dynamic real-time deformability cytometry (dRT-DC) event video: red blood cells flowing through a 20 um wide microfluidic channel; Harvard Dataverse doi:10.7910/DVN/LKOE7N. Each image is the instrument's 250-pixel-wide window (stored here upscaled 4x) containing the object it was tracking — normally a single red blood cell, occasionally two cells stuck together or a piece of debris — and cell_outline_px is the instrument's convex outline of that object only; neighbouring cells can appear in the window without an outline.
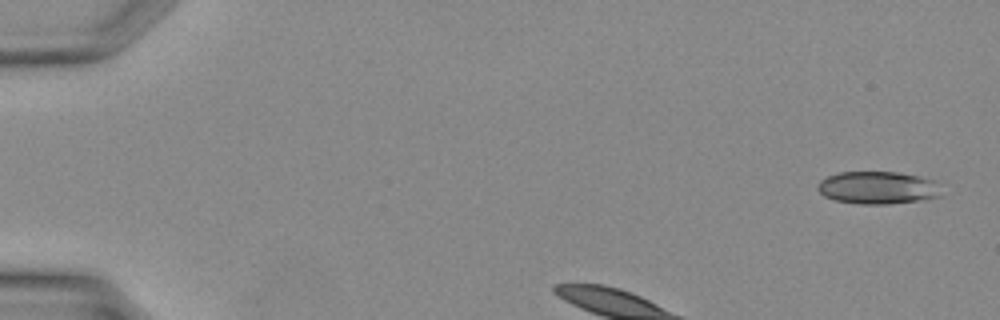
{"species": "Egyptian fruit bat (a non-hibernating species)", "species_latin": "Rousettus aegyptiacus", "temperature_condition": "warm", "stored_images_in_passage": 27, "camera_frame_rate_fps": 3000, "um_per_image_px": 0.085, "animal": {"sex": "female"}, "frame": {"image": 1, "passage_image": 1, "time_ms": 0.0, "image_size_px": [1000, 320], "cell_outline_px": [[940, 196], [920, 200], [888, 204], [860, 204], [836, 200], [824, 196], [816, 188], [816, 184], [820, 180], [828, 176], [840, 172], [900, 172], [920, 176], [932, 180]], "centroid_in_image_um": [74.53, 15.95], "position_along_channel_um": 10.5, "area_um2": 23.24}}
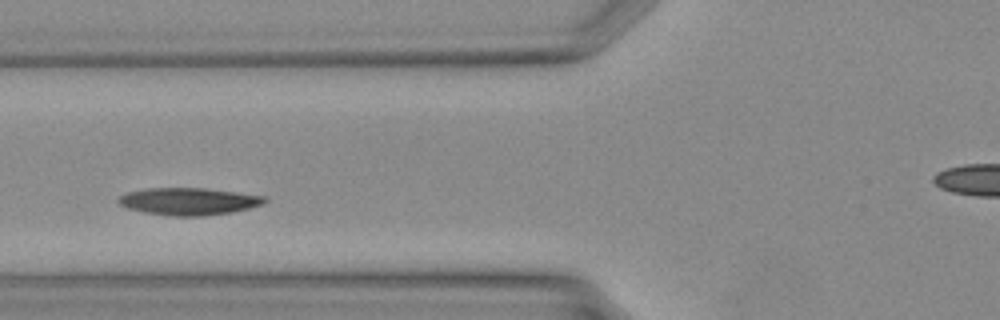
{"frame": {"image": 2, "passage_image": 9, "time_ms": 2.667, "image_size_px": [1000, 320], "cell_outline_px": [[268, 200], [264, 204], [232, 212], [200, 216], [172, 216], [144, 212], [128, 208], [120, 204], [116, 200], [120, 196], [128, 192], [148, 188], [204, 188], [264, 196]], "centroid_in_image_um": [16.03, 17.11], "position_along_channel_um": 109.8, "area_um2": 23.0}}
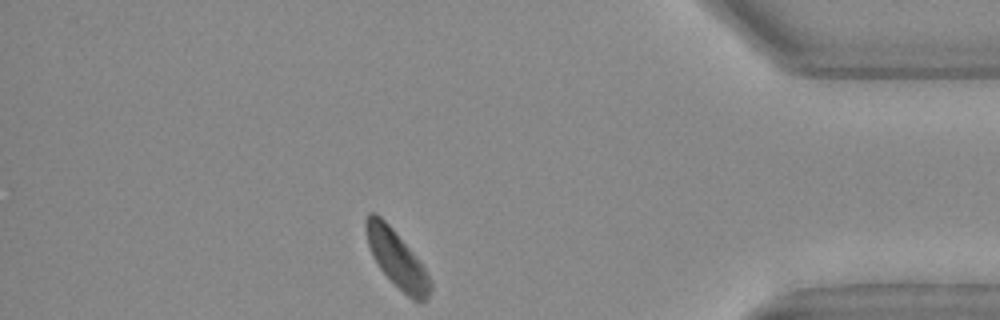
{"frame": {"image": 3, "passage_image": 27, "time_ms": 8.667, "image_size_px": [1000, 320], "cell_outline_px": [[432, 288], [428, 300], [412, 300], [380, 268], [368, 244], [364, 228], [364, 220], [368, 212], [376, 212], [392, 228], [412, 252], [424, 268], [432, 280]], "centroid_in_image_um": [33.72, 21.98], "position_along_channel_um": 401.5, "area_um2": 20.87}}